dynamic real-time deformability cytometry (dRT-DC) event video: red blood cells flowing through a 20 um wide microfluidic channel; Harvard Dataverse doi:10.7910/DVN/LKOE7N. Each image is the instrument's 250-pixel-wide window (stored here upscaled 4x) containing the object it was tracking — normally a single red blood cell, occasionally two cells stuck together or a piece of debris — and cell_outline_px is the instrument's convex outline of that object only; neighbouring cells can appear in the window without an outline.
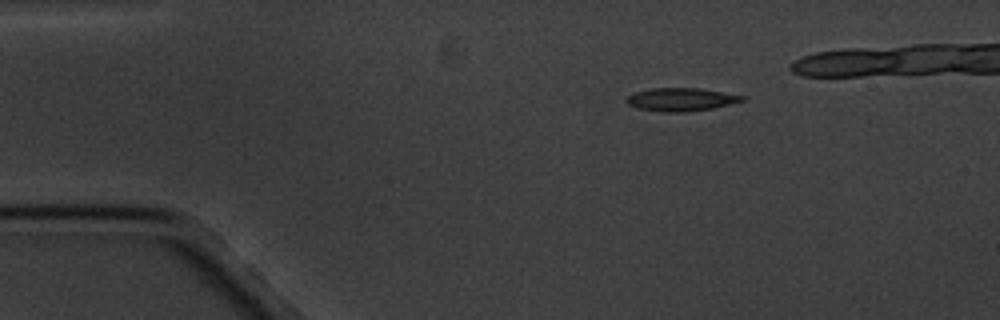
{"species": "common noctule bat (a hibernating species)", "species_latin": "Nyctalus noctula", "temperature_condition": "cold", "stored_images_in_passage": 6, "camera_frame_rate_fps": 3000, "um_per_image_px": 0.085, "animal": {"sex": "male", "body_mass_g": 20.1, "forearm_length_mm": 53.5}, "frame": {"image": 1, "passage_image": 2, "time_ms": 2.0, "image_size_px": [1000, 320], "cell_outline_px": [[748, 100], [712, 108], [688, 112], [664, 112], [636, 108], [628, 104], [624, 100], [628, 96], [636, 92], [652, 88], [700, 88], [748, 96]], "centroid_in_image_um": [57.94, 8.45], "position_along_channel_um": 27.1, "area_um2": 15.78}}